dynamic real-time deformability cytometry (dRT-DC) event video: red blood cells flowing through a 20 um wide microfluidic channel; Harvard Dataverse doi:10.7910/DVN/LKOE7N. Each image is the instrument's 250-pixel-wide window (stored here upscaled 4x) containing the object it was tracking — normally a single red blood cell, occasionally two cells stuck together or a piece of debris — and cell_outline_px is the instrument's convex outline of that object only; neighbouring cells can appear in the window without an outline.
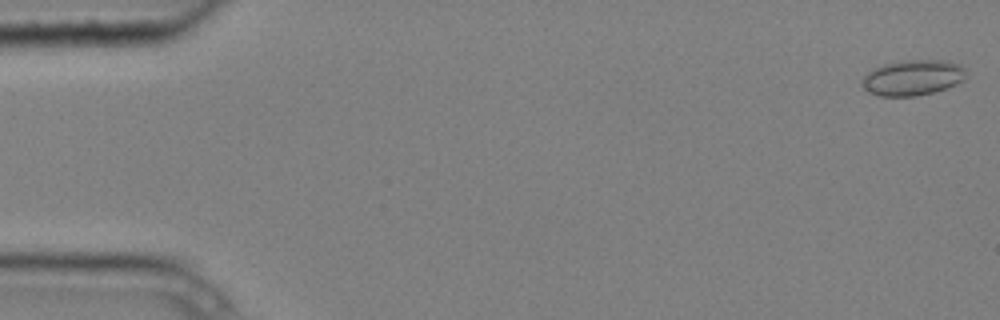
{"species": "common noctule bat (a hibernating species)", "species_latin": "Nyctalus noctula", "temperature_condition": "cold", "stored_images_in_passage": 4, "camera_frame_rate_fps": 3000, "um_per_image_px": 0.085, "animal": {"sex": "male", "body_mass_g": 20.4}, "frame": {"image": 1, "passage_image": 1, "time_ms": 0.0, "image_size_px": [1000, 320], "cell_outline_px": [[964, 80], [948, 88], [916, 96], [880, 96], [864, 88], [860, 84], [860, 80], [864, 76], [876, 68], [884, 64], [908, 60], [944, 60], [960, 64], [964, 68]], "centroid_in_image_um": [77.59, 6.6], "position_along_channel_um": 7.4, "area_um2": 21.33}}